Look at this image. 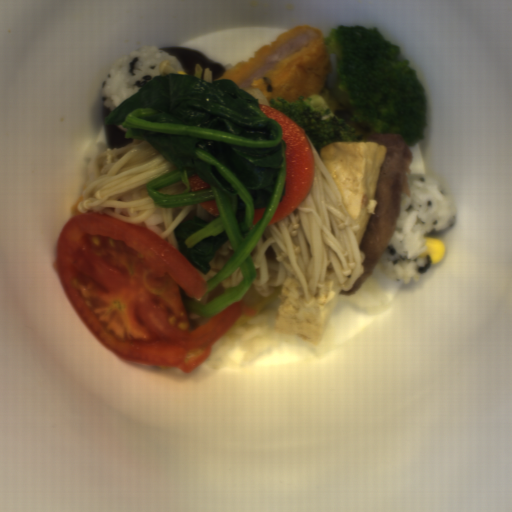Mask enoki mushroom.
<instances>
[{
  "label": "enoki mushroom",
  "instance_id": "6285f825",
  "mask_svg": "<svg viewBox=\"0 0 512 512\" xmlns=\"http://www.w3.org/2000/svg\"><path fill=\"white\" fill-rule=\"evenodd\" d=\"M243 279H244V276L239 267L238 270L235 271L231 277H229L226 280H221L220 282H221L223 289L225 290V289H228L229 287H237V285L239 283H241L243 281Z\"/></svg>",
  "mask_w": 512,
  "mask_h": 512
},
{
  "label": "enoki mushroom",
  "instance_id": "6df1b440",
  "mask_svg": "<svg viewBox=\"0 0 512 512\" xmlns=\"http://www.w3.org/2000/svg\"><path fill=\"white\" fill-rule=\"evenodd\" d=\"M92 168L95 179L84 187L77 211L107 214L138 225L158 208L151 195L135 201L115 198L178 167L146 139L133 138L122 148L97 154Z\"/></svg>",
  "mask_w": 512,
  "mask_h": 512
},
{
  "label": "enoki mushroom",
  "instance_id": "5e9bcc2f",
  "mask_svg": "<svg viewBox=\"0 0 512 512\" xmlns=\"http://www.w3.org/2000/svg\"><path fill=\"white\" fill-rule=\"evenodd\" d=\"M234 249L228 240L224 243L219 250L215 252V256L212 260L209 261L208 264L211 265V269L207 274H203L204 279L208 281L215 275L219 273V271L223 268L226 262L230 259V257L234 253Z\"/></svg>",
  "mask_w": 512,
  "mask_h": 512
},
{
  "label": "enoki mushroom",
  "instance_id": "6f350940",
  "mask_svg": "<svg viewBox=\"0 0 512 512\" xmlns=\"http://www.w3.org/2000/svg\"><path fill=\"white\" fill-rule=\"evenodd\" d=\"M193 208L194 206L192 204L189 206H184L182 210L178 213V215L174 218V220L173 208H161L164 231L159 235L164 240L167 239L168 244L177 249L178 251L180 250V246L174 229Z\"/></svg>",
  "mask_w": 512,
  "mask_h": 512
},
{
  "label": "enoki mushroom",
  "instance_id": "cea9216a",
  "mask_svg": "<svg viewBox=\"0 0 512 512\" xmlns=\"http://www.w3.org/2000/svg\"><path fill=\"white\" fill-rule=\"evenodd\" d=\"M314 157L313 185L296 209L267 226L250 256L258 274L253 287L263 297L280 287L286 271L299 282L307 303L325 304L333 282L332 266L340 289L350 291L365 273V252L355 233L360 224L347 212L339 189L322 157L308 138Z\"/></svg>",
  "mask_w": 512,
  "mask_h": 512
}]
</instances>
